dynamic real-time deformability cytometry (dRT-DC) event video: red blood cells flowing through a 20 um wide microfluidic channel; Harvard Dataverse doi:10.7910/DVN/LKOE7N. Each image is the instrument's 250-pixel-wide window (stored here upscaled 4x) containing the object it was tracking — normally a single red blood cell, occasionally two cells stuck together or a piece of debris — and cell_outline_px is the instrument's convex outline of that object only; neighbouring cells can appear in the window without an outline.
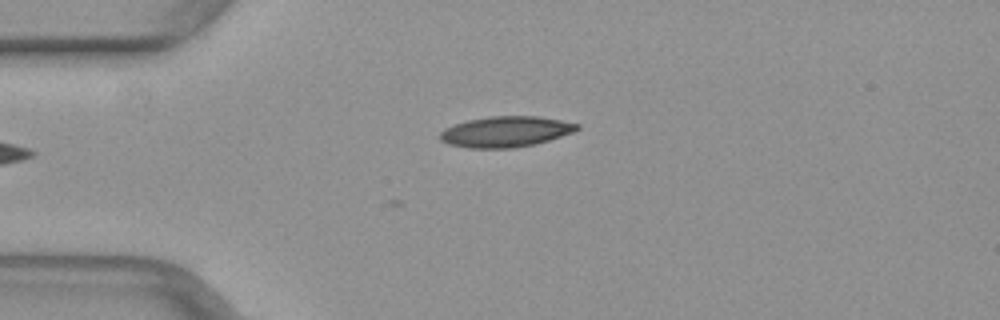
{"species": "common noctule bat (a hibernating species)", "species_latin": "Nyctalus noctula", "temperature_condition": "warm", "stored_images_in_passage": 5, "camera_frame_rate_fps": 3000, "um_per_image_px": 0.085, "animal": {"sex": "female", "body_mass_g": 29.2, "forearm_length_mm": 56.3}, "frame": {"image": 1, "passage_image": 1, "time_ms": 0.0, "image_size_px": [1000, 320], "cell_outline_px": [[580, 128], [572, 132], [548, 140], [532, 144], [512, 148], [468, 148], [448, 144], [440, 140], [440, 132], [444, 128], [468, 120], [488, 116], [536, 116], [560, 120], [580, 124]], "centroid_in_image_um": [42.95, 11.19], "position_along_channel_um": 42.1, "area_um2": 24.33}}